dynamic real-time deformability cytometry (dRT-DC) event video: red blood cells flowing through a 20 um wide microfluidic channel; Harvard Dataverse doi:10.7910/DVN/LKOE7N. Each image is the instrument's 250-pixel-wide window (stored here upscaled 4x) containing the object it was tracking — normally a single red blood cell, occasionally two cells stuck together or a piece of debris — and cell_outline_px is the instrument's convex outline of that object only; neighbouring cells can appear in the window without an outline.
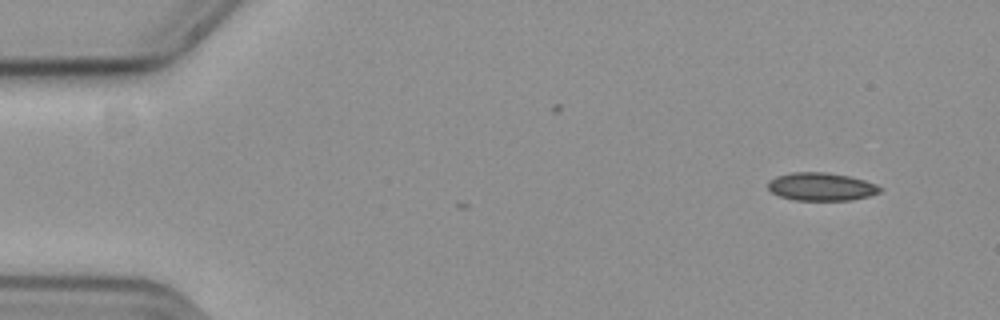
{"species": "common noctule bat (a hibernating species)", "species_latin": "Nyctalus noctula", "temperature_condition": "cold", "stored_images_in_passage": 4, "camera_frame_rate_fps": 3000, "um_per_image_px": 0.085, "animal": {"sex": "female", "body_mass_g": 19.3, "forearm_length_mm": 54.1}, "frame": {"image": 1, "passage_image": 1, "time_ms": 0.0, "image_size_px": [1000, 320], "cell_outline_px": [[884, 188], [880, 192], [868, 196], [848, 200], [796, 200], [780, 196], [772, 192], [768, 188], [768, 180], [776, 176], [792, 172], [824, 172], [848, 176], [864, 180], [876, 184]], "centroid_in_image_um": [69.8, 15.86], "position_along_channel_um": 15.2, "area_um2": 18.21}}